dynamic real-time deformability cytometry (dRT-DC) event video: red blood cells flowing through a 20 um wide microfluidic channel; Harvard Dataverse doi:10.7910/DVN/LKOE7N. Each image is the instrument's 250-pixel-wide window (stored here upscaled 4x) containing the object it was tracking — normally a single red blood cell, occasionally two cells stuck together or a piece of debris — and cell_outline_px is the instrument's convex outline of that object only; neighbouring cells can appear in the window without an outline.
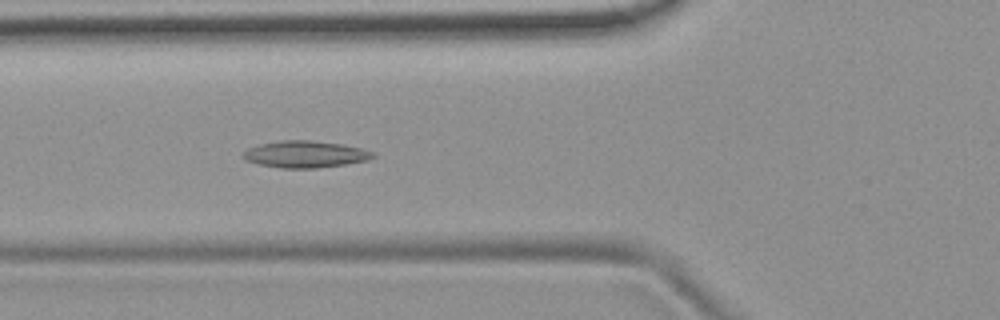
{"species": "common noctule bat (a hibernating species)", "species_latin": "Nyctalus noctula", "temperature_condition": "room temperature", "stored_images_in_passage": 39, "camera_frame_rate_fps": 3000, "um_per_image_px": 0.085, "animal": {"sex": "female", "body_mass_g": 19.9}, "frame": {"image": 1, "passage_image": 11, "time_ms": 3.333, "image_size_px": [1000, 320], "cell_outline_px": [[376, 156], [368, 160], [344, 164], [316, 168], [284, 168], [260, 164], [244, 160], [244, 152], [248, 148], [260, 144], [280, 140], [312, 140], [344, 144], [376, 152]], "centroid_in_image_um": [25.98, 13.1], "position_along_channel_um": 99.8, "area_um2": 20.23}}
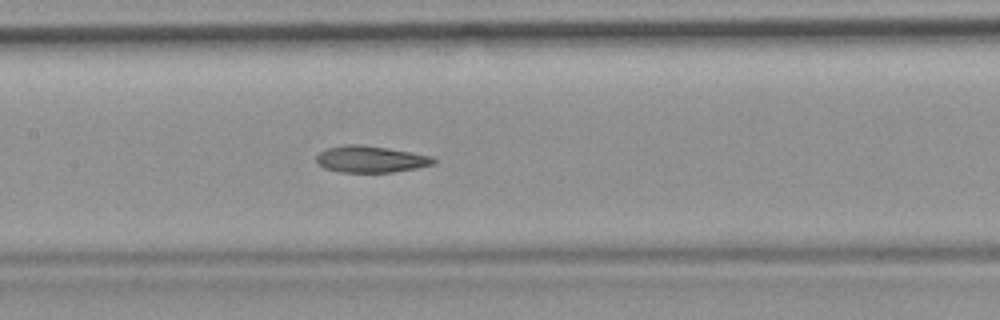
{"frame": {"image": 2, "passage_image": 17, "time_ms": 5.333, "image_size_px": [1000, 320], "cell_outline_px": [[436, 160], [432, 164], [416, 168], [392, 172], [340, 172], [324, 168], [316, 160], [316, 156], [320, 152], [328, 148], [344, 144], [360, 144], [388, 148], [432, 156]], "centroid_in_image_um": [31.49, 13.52], "position_along_channel_um": 175.9, "area_um2": 18.03}}
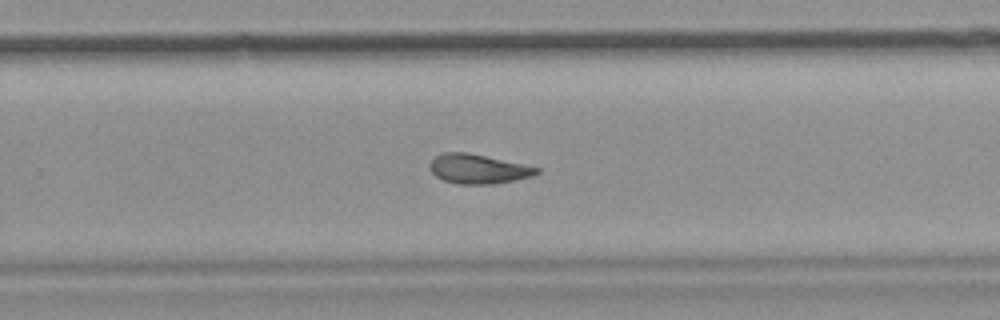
{"frame": {"image": 3, "passage_image": 26, "time_ms": 8.333, "image_size_px": [1000, 320], "cell_outline_px": [[540, 172], [532, 176], [492, 184], [456, 184], [444, 180], [436, 176], [432, 172], [428, 164], [436, 156], [444, 152], [468, 152], [540, 168]], "centroid_in_image_um": [40.61, 14.35], "position_along_channel_um": 289.2, "area_um2": 18.15}, "authors_computed_cell_mechanics": {"area_um2": 18.4382, "velocity_mm_per_s": 3.7973, "shape_relaxation_time_tau1_ms": null, "shape_relaxation_time_tau2_ms": 3.9451, "deformation_change_tau1": null, "deformation_change_tau2": 0.1097}}